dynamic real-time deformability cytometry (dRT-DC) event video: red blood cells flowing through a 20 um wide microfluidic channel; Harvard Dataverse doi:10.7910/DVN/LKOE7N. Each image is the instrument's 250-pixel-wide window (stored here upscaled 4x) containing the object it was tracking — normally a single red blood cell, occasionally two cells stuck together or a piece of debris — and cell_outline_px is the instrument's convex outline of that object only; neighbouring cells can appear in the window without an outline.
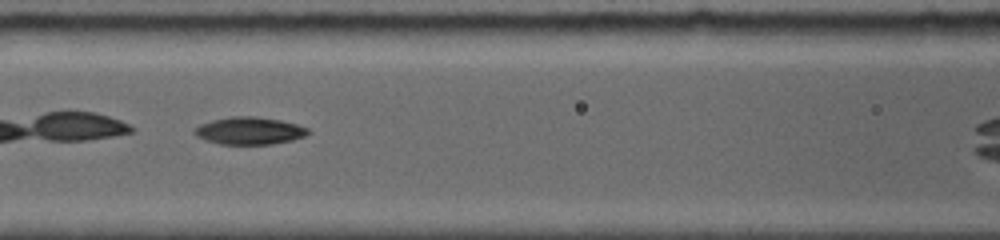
{"species": "common noctule bat (a hibernating species)", "species_latin": "Nyctalus noctula", "temperature_condition": "room temperature", "stored_images_in_passage": 19, "camera_frame_rate_fps": 5000, "um_per_image_px": 0.085, "animal": {"sex": "female", "body_mass_g": 19.0, "forearm_length_mm": 56.7}, "frame": {"image": 1, "passage_image": 4, "time_ms": 2.2, "image_size_px": [1000, 240], "cell_outline_px": [[312, 132], [304, 136], [292, 140], [272, 144], [220, 144], [204, 140], [196, 136], [192, 132], [200, 124], [212, 120], [232, 116], [256, 116], [280, 120], [296, 124], [308, 128]], "centroid_in_image_um": [21.19, 11.11], "position_along_channel_um": 145.4, "area_um2": 18.21}}
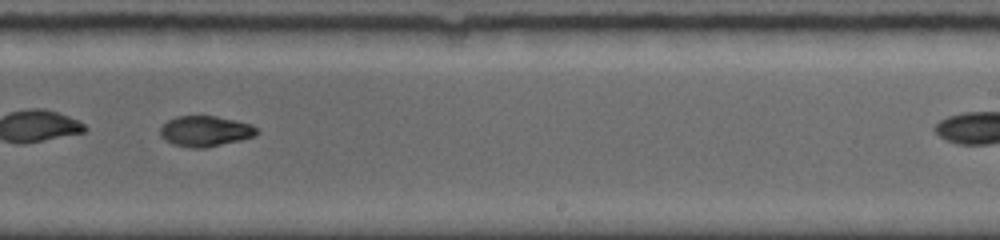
{"frame": {"image": 2, "passage_image": 9, "time_ms": 5.4, "image_size_px": [1000, 240], "cell_outline_px": [[260, 132], [256, 136], [240, 140], [204, 148], [192, 148], [172, 144], [164, 140], [160, 136], [160, 128], [168, 120], [176, 116], [216, 116], [236, 120], [252, 124]], "centroid_in_image_um": [17.45, 11.15], "position_along_channel_um": 271.5, "area_um2": 17.34}}